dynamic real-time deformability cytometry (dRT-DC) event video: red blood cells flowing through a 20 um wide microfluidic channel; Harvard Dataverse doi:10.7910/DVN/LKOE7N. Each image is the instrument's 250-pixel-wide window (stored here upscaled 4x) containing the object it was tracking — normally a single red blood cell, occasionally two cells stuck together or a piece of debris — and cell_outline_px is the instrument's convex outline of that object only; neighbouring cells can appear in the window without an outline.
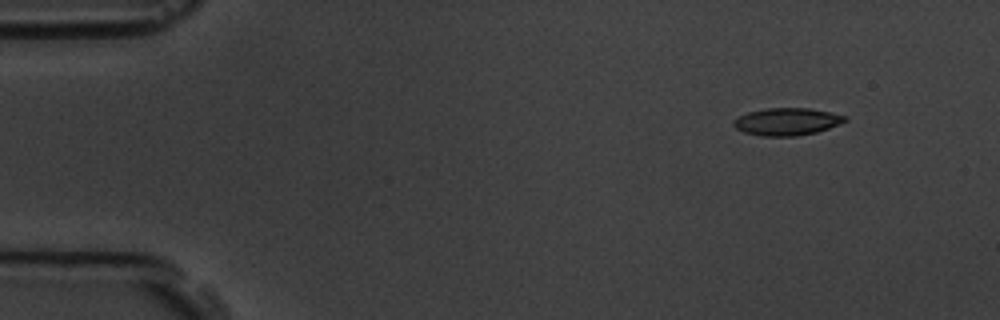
{"species": "common noctule bat (a hibernating species)", "species_latin": "Nyctalus noctula", "temperature_condition": "room temperature", "stored_images_in_passage": 4, "camera_frame_rate_fps": 3000, "um_per_image_px": 0.085, "animal": {"sex": "male", "body_mass_g": 19.5, "forearm_length_mm": 54.6}, "frame": {"image": 1, "passage_image": 1, "time_ms": 0.0, "image_size_px": [1000, 320], "cell_outline_px": [[848, 120], [840, 124], [816, 132], [796, 136], [760, 136], [744, 132], [736, 128], [732, 124], [732, 120], [748, 112], [764, 108], [808, 108], [832, 112], [848, 116]], "centroid_in_image_um": [66.9, 10.33], "position_along_channel_um": 18.1, "area_um2": 17.92}}
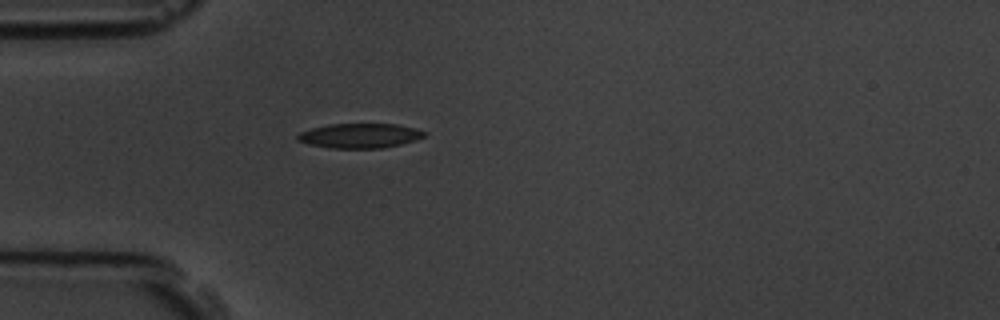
{"frame": {"image": 2, "passage_image": 4, "time_ms": 3.333, "image_size_px": [1000, 320], "cell_outline_px": [[428, 132], [424, 136], [416, 140], [400, 144], [380, 148], [328, 148], [308, 144], [296, 140], [296, 136], [300, 132], [312, 128], [328, 124], [396, 124], [416, 128]], "centroid_in_image_um": [30.57, 11.53], "position_along_channel_um": 54.4, "area_um2": 18.26}}